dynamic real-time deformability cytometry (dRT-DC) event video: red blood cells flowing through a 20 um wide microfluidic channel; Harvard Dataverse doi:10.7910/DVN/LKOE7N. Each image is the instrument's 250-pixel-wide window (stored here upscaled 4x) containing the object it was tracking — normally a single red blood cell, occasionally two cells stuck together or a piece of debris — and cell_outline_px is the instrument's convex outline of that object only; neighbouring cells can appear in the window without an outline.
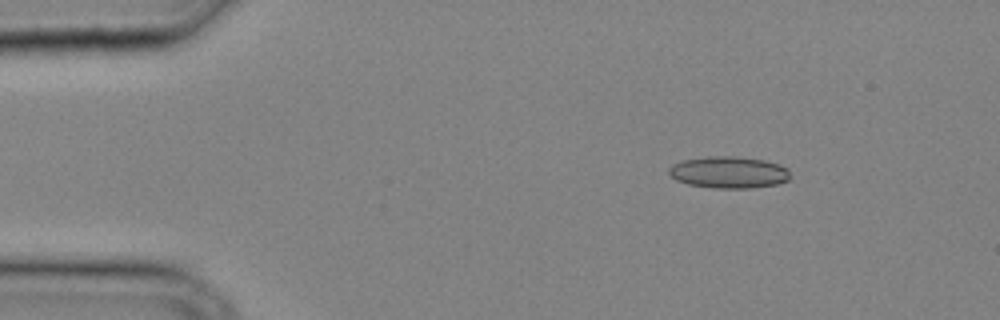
{"species": "common noctule bat (a hibernating species)", "species_latin": "Nyctalus noctula", "temperature_condition": "cold", "stored_images_in_passage": 31, "camera_frame_rate_fps": 3000, "um_per_image_px": 0.085, "animal": {"sex": "male", "body_mass_g": 20.4}, "frame": {"image": 1, "passage_image": 1, "time_ms": 0.0, "image_size_px": [1000, 320], "cell_outline_px": [[788, 180], [776, 184], [752, 188], [712, 188], [688, 184], [676, 180], [668, 172], [668, 168], [672, 164], [680, 160], [708, 156], [736, 156], [764, 160], [780, 164], [788, 168]], "centroid_in_image_um": [61.91, 14.64], "position_along_channel_um": 23.1, "area_um2": 22.6}}
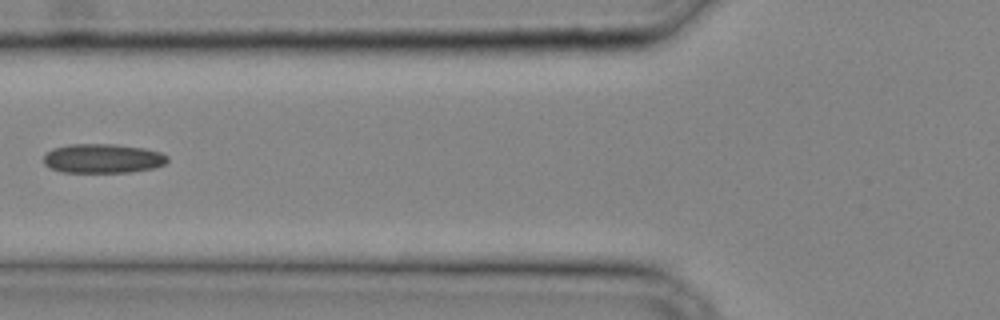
{"frame": {"image": 2, "passage_image": 10, "time_ms": 3.0, "image_size_px": [1000, 320], "cell_outline_px": [[168, 160], [164, 164], [156, 168], [128, 172], [64, 172], [52, 168], [44, 164], [44, 152], [52, 148], [68, 144], [116, 144], [144, 148], [160, 152], [168, 156]], "centroid_in_image_um": [8.73, 13.46], "position_along_channel_um": 117.1, "area_um2": 21.27}}
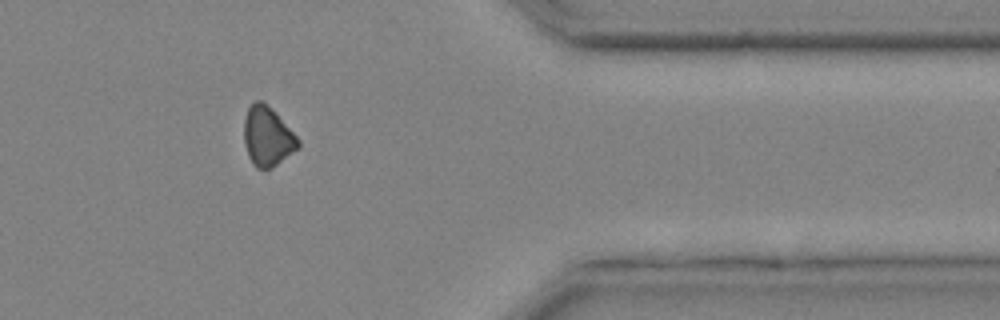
{"frame": {"image": 3, "passage_image": 26, "time_ms": 8.333, "image_size_px": [1000, 320], "cell_outline_px": [[300, 148], [272, 168], [256, 168], [252, 164], [248, 156], [244, 144], [244, 120], [248, 108], [256, 100], [260, 100], [276, 112], [300, 140]], "centroid_in_image_um": [22.74, 11.62], "position_along_channel_um": 388.7, "area_um2": 18.84}}